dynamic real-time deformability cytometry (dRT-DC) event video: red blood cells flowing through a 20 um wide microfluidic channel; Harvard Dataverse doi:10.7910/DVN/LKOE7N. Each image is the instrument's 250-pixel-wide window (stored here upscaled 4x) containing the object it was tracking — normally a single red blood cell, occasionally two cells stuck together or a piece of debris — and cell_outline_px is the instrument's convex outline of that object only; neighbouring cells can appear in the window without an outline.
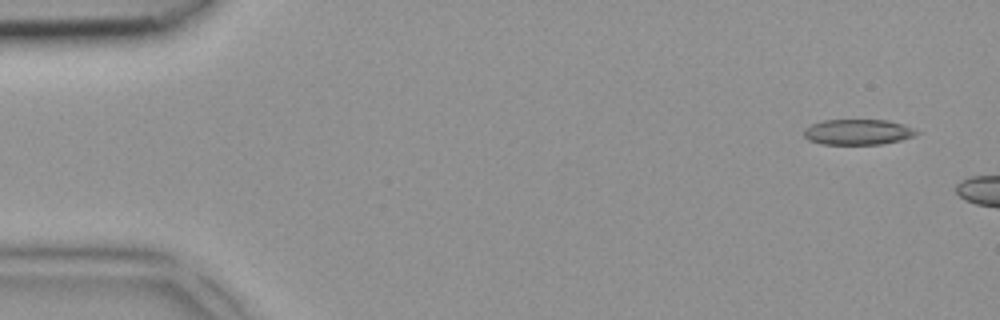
{"species": "common noctule bat (a hibernating species)", "species_latin": "Nyctalus noctula", "temperature_condition": "room temperature", "stored_images_in_passage": 5, "camera_frame_rate_fps": 3000, "um_per_image_px": 0.085, "animal": {"sex": "female", "body_mass_g": 18.4}, "frame": {"image": 1, "passage_image": 1, "time_ms": 0.0, "image_size_px": [1000, 320], "cell_outline_px": [[924, 132], [916, 136], [900, 140], [880, 144], [820, 144], [808, 140], [804, 136], [804, 128], [812, 124], [824, 120], [888, 120], [904, 124]], "centroid_in_image_um": [72.98, 11.22], "position_along_channel_um": 12.0, "area_um2": 16.99}}